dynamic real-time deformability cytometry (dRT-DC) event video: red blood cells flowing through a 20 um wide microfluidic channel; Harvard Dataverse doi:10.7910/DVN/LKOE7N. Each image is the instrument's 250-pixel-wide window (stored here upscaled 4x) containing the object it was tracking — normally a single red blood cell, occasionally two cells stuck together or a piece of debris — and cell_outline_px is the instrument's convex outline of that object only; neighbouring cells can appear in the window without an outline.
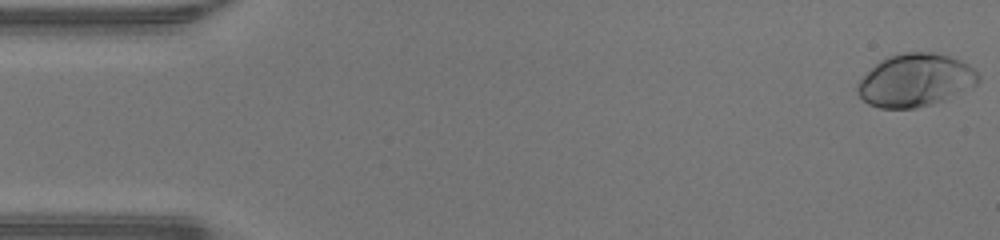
{"species": "human", "species_latin": "Homo sapiens", "temperature_condition": "warm", "stored_images_in_passage": 48, "camera_frame_rate_fps": 3000, "um_per_image_px": 0.085, "donor": {"sex": "male"}, "frame": {"image": 1, "passage_image": 1, "time_ms": 0.0, "image_size_px": [1000, 240], "cell_outline_px": [[980, 80], [976, 84], [944, 100], [932, 104], [916, 108], [880, 108], [868, 104], [860, 96], [856, 88], [856, 84], [876, 64], [888, 56], [904, 52], [932, 52], [948, 56], [960, 60], [968, 64], [980, 76]], "centroid_in_image_um": [77.8, 6.82], "position_along_channel_um": 7.2, "area_um2": 36.88}}
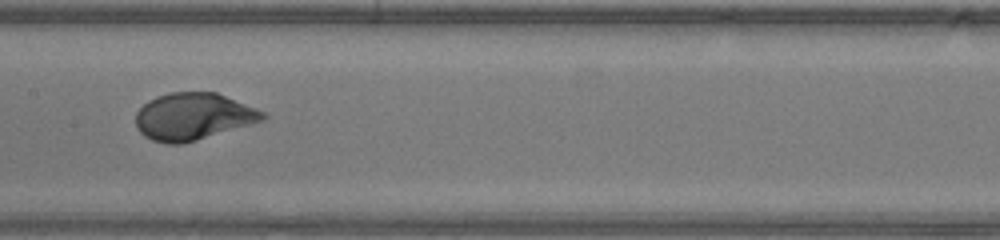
{"frame": {"image": 2, "passage_image": 24, "time_ms": 7.667, "image_size_px": [1000, 240], "cell_outline_px": [[268, 116], [264, 120], [252, 124], [196, 140], [180, 144], [168, 144], [152, 140], [144, 136], [136, 128], [136, 112], [148, 100], [156, 96], [168, 92], [216, 92], [256, 108], [264, 112]], "centroid_in_image_um": [16.4, 9.9], "position_along_channel_um": 191.0, "area_um2": 34.85}}
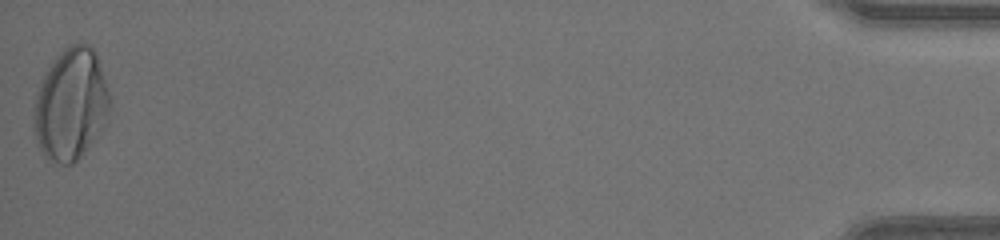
{"frame": {"image": 3, "passage_image": 48, "time_ms": 15.667, "image_size_px": [1000, 240], "cell_outline_px": [[108, 108], [104, 128], [88, 148], [72, 164], [60, 164], [44, 156], [36, 140], [32, 128], [32, 108], [36, 92], [52, 60], [68, 44], [88, 44], [92, 48], [96, 56], [108, 92]], "centroid_in_image_um": [5.96, 8.9], "position_along_channel_um": 429.2, "area_um2": 49.25}, "authors_computed_cell_mechanics": {"area_um2": 35.3447, "velocity_mm_per_s": 4.3145, "shape_relaxation_time_tau1_ms": 3.047, "shape_relaxation_time_tau2_ms": null, "deformation_change_tau1": 0.209, "deformation_change_tau2": null}}